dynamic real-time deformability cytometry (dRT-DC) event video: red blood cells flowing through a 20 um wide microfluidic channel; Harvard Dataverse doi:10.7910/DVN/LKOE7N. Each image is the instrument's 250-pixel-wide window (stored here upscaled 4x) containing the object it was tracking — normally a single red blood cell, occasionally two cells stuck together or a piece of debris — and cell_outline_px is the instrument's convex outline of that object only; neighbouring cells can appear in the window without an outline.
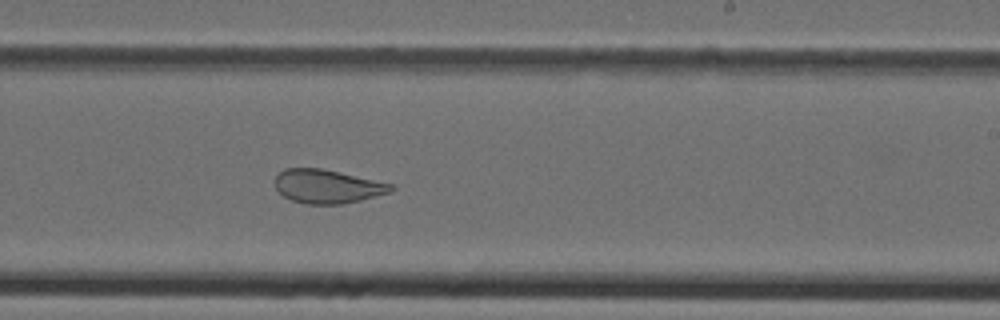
{"species": "Egyptian fruit bat (a non-hibernating species)", "species_latin": "Rousettus aegyptiacus", "temperature_condition": "cold", "stored_images_in_passage": 42, "camera_frame_rate_fps": 3000, "um_per_image_px": 0.085, "animal": {"sex": "female"}, "frame": {"image": 1, "passage_image": 24, "time_ms": 7.667, "image_size_px": [1000, 320], "cell_outline_px": [[396, 188], [392, 192], [360, 200], [340, 204], [304, 204], [292, 200], [284, 196], [276, 188], [276, 176], [284, 168], [320, 168], [392, 184]], "centroid_in_image_um": [27.83, 15.85], "position_along_channel_um": 261.2, "area_um2": 22.54}}